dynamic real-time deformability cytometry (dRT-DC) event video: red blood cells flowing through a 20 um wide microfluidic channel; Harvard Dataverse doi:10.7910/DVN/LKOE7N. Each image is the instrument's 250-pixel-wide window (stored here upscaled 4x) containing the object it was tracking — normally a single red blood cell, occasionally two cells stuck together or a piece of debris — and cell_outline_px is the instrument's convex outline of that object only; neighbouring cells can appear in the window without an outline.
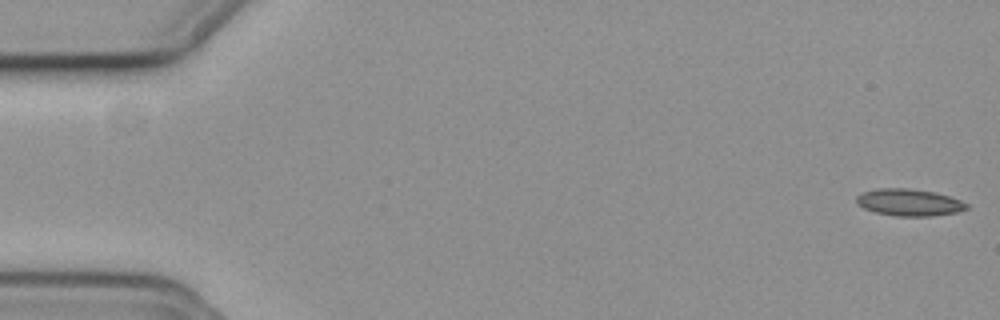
{"species": "common noctule bat (a hibernating species)", "species_latin": "Nyctalus noctula", "temperature_condition": "cold", "stored_images_in_passage": 14, "camera_frame_rate_fps": 3000, "um_per_image_px": 0.085, "animal": {"sex": "female", "body_mass_g": 19.3, "forearm_length_mm": 54.1}, "frame": {"image": 1, "passage_image": 1, "time_ms": 0.0, "image_size_px": [1000, 320], "cell_outline_px": [[968, 208], [956, 212], [928, 216], [896, 216], [876, 212], [864, 208], [856, 204], [856, 196], [864, 192], [876, 188], [908, 188], [936, 192], [960, 200], [968, 204]], "centroid_in_image_um": [77.25, 17.19], "position_along_channel_um": 7.7, "area_um2": 17.22}}
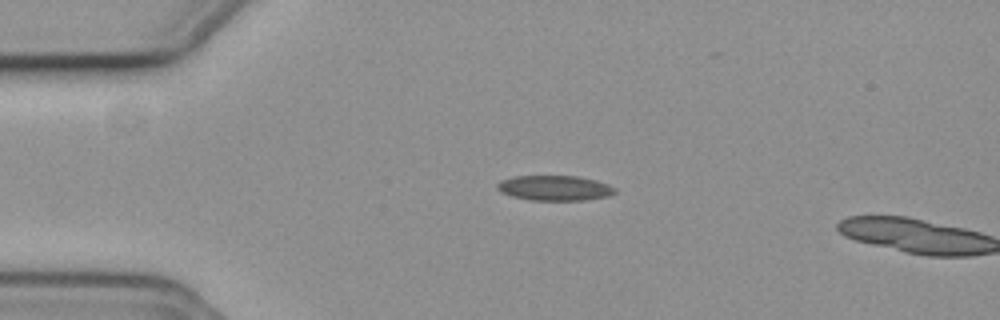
{"frame": {"image": 2, "passage_image": 13, "time_ms": 4.0, "image_size_px": [1000, 320], "cell_outline_px": [[616, 192], [608, 196], [584, 200], [532, 200], [512, 196], [500, 192], [496, 188], [496, 184], [500, 180], [512, 176], [576, 176], [596, 180], [608, 184], [616, 188]], "centroid_in_image_um": [47.12, 15.97], "position_along_channel_um": 37.9, "area_um2": 17.28}}